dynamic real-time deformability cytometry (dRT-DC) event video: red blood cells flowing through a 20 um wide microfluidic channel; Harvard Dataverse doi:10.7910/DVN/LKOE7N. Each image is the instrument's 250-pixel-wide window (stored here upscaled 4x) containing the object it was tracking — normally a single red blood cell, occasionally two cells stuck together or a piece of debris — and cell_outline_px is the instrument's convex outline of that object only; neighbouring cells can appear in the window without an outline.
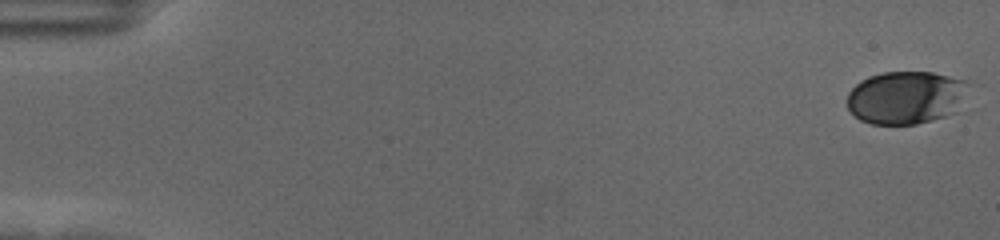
{"species": "human", "species_latin": "Homo sapiens", "temperature_condition": "cold", "stored_images_in_passage": 35, "camera_frame_rate_fps": 3000, "um_per_image_px": 0.085, "donor": {"sex": "female"}, "frame": {"image": 1, "passage_image": 1, "time_ms": 0.0, "image_size_px": [1000, 240], "cell_outline_px": [[968, 84], [956, 112], [932, 120], [916, 124], [872, 124], [860, 120], [848, 108], [848, 92], [860, 80], [868, 76], [884, 72], [932, 72], [964, 80]], "centroid_in_image_um": [76.96, 8.28], "position_along_channel_um": 8.0, "area_um2": 37.17}}
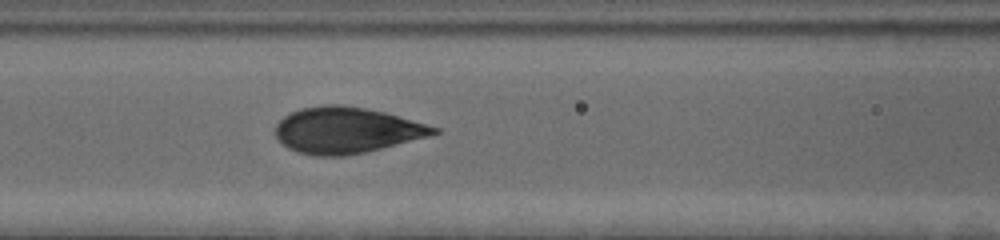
{"frame": {"image": 2, "passage_image": 26, "time_ms": 8.333, "image_size_px": [1000, 240], "cell_outline_px": [[440, 132], [428, 136], [364, 152], [344, 156], [316, 156], [296, 152], [288, 148], [276, 136], [276, 124], [284, 116], [300, 108], [328, 104], [340, 104], [364, 108], [384, 112], [440, 128]], "centroid_in_image_um": [29.41, 11.07], "position_along_channel_um": 137.2, "area_um2": 42.08}}
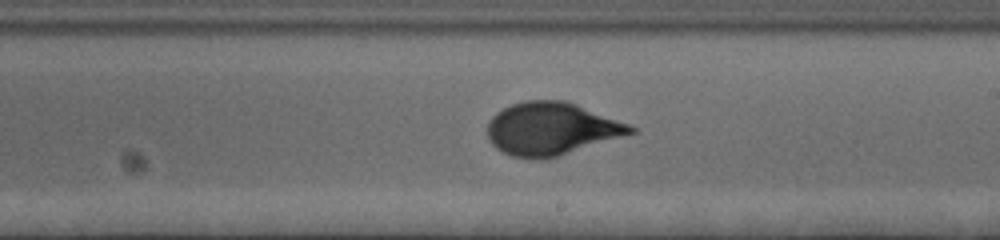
{"frame": {"image": 3, "passage_image": 35, "time_ms": 11.333, "image_size_px": [1000, 240], "cell_outline_px": [[636, 132], [556, 156], [540, 160], [512, 156], [496, 148], [492, 144], [488, 136], [488, 124], [492, 116], [496, 112], [512, 104], [524, 100], [564, 100], [576, 104], [628, 124], [636, 128]], "centroid_in_image_um": [46.83, 10.94], "position_along_channel_um": 242.2, "area_um2": 43.35}}